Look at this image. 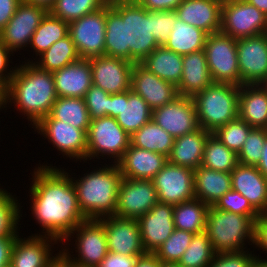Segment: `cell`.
<instances>
[{"label": "cell", "instance_id": "6da1fadb", "mask_svg": "<svg viewBox=\"0 0 267 267\" xmlns=\"http://www.w3.org/2000/svg\"><path fill=\"white\" fill-rule=\"evenodd\" d=\"M30 189L32 213L45 236L63 241L87 220L79 208L77 192L68 173L47 165L35 169Z\"/></svg>", "mask_w": 267, "mask_h": 267}, {"label": "cell", "instance_id": "7a4b0ae2", "mask_svg": "<svg viewBox=\"0 0 267 267\" xmlns=\"http://www.w3.org/2000/svg\"><path fill=\"white\" fill-rule=\"evenodd\" d=\"M105 55L140 63L159 45L151 27V11L138 2L106 4Z\"/></svg>", "mask_w": 267, "mask_h": 267}, {"label": "cell", "instance_id": "3957f363", "mask_svg": "<svg viewBox=\"0 0 267 267\" xmlns=\"http://www.w3.org/2000/svg\"><path fill=\"white\" fill-rule=\"evenodd\" d=\"M57 98L53 73L39 69L32 61L17 67L7 85L6 102H13L33 126L51 113Z\"/></svg>", "mask_w": 267, "mask_h": 267}, {"label": "cell", "instance_id": "277c9868", "mask_svg": "<svg viewBox=\"0 0 267 267\" xmlns=\"http://www.w3.org/2000/svg\"><path fill=\"white\" fill-rule=\"evenodd\" d=\"M122 175L117 163L93 170L80 178L72 179L79 208L86 219H101L115 215L117 196Z\"/></svg>", "mask_w": 267, "mask_h": 267}, {"label": "cell", "instance_id": "5b68a950", "mask_svg": "<svg viewBox=\"0 0 267 267\" xmlns=\"http://www.w3.org/2000/svg\"><path fill=\"white\" fill-rule=\"evenodd\" d=\"M240 86L213 82L197 93L195 102L199 126L213 133L216 129L238 118Z\"/></svg>", "mask_w": 267, "mask_h": 267}, {"label": "cell", "instance_id": "8992f818", "mask_svg": "<svg viewBox=\"0 0 267 267\" xmlns=\"http://www.w3.org/2000/svg\"><path fill=\"white\" fill-rule=\"evenodd\" d=\"M257 217L222 211L210 206L205 232L214 251H243L246 239L254 242V223Z\"/></svg>", "mask_w": 267, "mask_h": 267}, {"label": "cell", "instance_id": "52a82bcc", "mask_svg": "<svg viewBox=\"0 0 267 267\" xmlns=\"http://www.w3.org/2000/svg\"><path fill=\"white\" fill-rule=\"evenodd\" d=\"M86 135V160L102 154L115 158L117 163L130 145V135L110 116L91 119Z\"/></svg>", "mask_w": 267, "mask_h": 267}, {"label": "cell", "instance_id": "ba28073f", "mask_svg": "<svg viewBox=\"0 0 267 267\" xmlns=\"http://www.w3.org/2000/svg\"><path fill=\"white\" fill-rule=\"evenodd\" d=\"M204 52L213 82L240 86L237 40L221 31L207 36Z\"/></svg>", "mask_w": 267, "mask_h": 267}, {"label": "cell", "instance_id": "9c48e42d", "mask_svg": "<svg viewBox=\"0 0 267 267\" xmlns=\"http://www.w3.org/2000/svg\"><path fill=\"white\" fill-rule=\"evenodd\" d=\"M267 16L246 0H224L221 32L238 40L265 33Z\"/></svg>", "mask_w": 267, "mask_h": 267}, {"label": "cell", "instance_id": "30bf717a", "mask_svg": "<svg viewBox=\"0 0 267 267\" xmlns=\"http://www.w3.org/2000/svg\"><path fill=\"white\" fill-rule=\"evenodd\" d=\"M75 231L77 232L76 252L78 251V258L72 259L68 249H63L60 253L76 265L97 267L109 252L103 223L97 219H87L77 225L64 241L69 240L68 238L73 236L71 234L76 233Z\"/></svg>", "mask_w": 267, "mask_h": 267}, {"label": "cell", "instance_id": "8fae6325", "mask_svg": "<svg viewBox=\"0 0 267 267\" xmlns=\"http://www.w3.org/2000/svg\"><path fill=\"white\" fill-rule=\"evenodd\" d=\"M106 5L69 22V35L80 58L105 55Z\"/></svg>", "mask_w": 267, "mask_h": 267}, {"label": "cell", "instance_id": "7c38bea8", "mask_svg": "<svg viewBox=\"0 0 267 267\" xmlns=\"http://www.w3.org/2000/svg\"><path fill=\"white\" fill-rule=\"evenodd\" d=\"M159 202L151 179L122 178L115 216L139 219Z\"/></svg>", "mask_w": 267, "mask_h": 267}, {"label": "cell", "instance_id": "4fadbf2b", "mask_svg": "<svg viewBox=\"0 0 267 267\" xmlns=\"http://www.w3.org/2000/svg\"><path fill=\"white\" fill-rule=\"evenodd\" d=\"M240 86L267 82V34L237 40Z\"/></svg>", "mask_w": 267, "mask_h": 267}, {"label": "cell", "instance_id": "5bb4252c", "mask_svg": "<svg viewBox=\"0 0 267 267\" xmlns=\"http://www.w3.org/2000/svg\"><path fill=\"white\" fill-rule=\"evenodd\" d=\"M160 203L180 204L195 199L194 171L167 163L152 179Z\"/></svg>", "mask_w": 267, "mask_h": 267}, {"label": "cell", "instance_id": "9a60e30c", "mask_svg": "<svg viewBox=\"0 0 267 267\" xmlns=\"http://www.w3.org/2000/svg\"><path fill=\"white\" fill-rule=\"evenodd\" d=\"M152 120L174 138L200 128L193 98L182 95L153 110Z\"/></svg>", "mask_w": 267, "mask_h": 267}, {"label": "cell", "instance_id": "2e32d148", "mask_svg": "<svg viewBox=\"0 0 267 267\" xmlns=\"http://www.w3.org/2000/svg\"><path fill=\"white\" fill-rule=\"evenodd\" d=\"M46 7L22 1L13 17L0 31V39L12 51L30 44L32 35L48 13Z\"/></svg>", "mask_w": 267, "mask_h": 267}, {"label": "cell", "instance_id": "e0dca14e", "mask_svg": "<svg viewBox=\"0 0 267 267\" xmlns=\"http://www.w3.org/2000/svg\"><path fill=\"white\" fill-rule=\"evenodd\" d=\"M109 116L131 136L152 119L146 101L131 89L109 95Z\"/></svg>", "mask_w": 267, "mask_h": 267}, {"label": "cell", "instance_id": "ac0fdd59", "mask_svg": "<svg viewBox=\"0 0 267 267\" xmlns=\"http://www.w3.org/2000/svg\"><path fill=\"white\" fill-rule=\"evenodd\" d=\"M34 128L67 157L86 160L87 135L84 130L58 119H42Z\"/></svg>", "mask_w": 267, "mask_h": 267}, {"label": "cell", "instance_id": "d6986e66", "mask_svg": "<svg viewBox=\"0 0 267 267\" xmlns=\"http://www.w3.org/2000/svg\"><path fill=\"white\" fill-rule=\"evenodd\" d=\"M89 60L93 85L109 94L121 93L130 89L134 63L106 55L92 57Z\"/></svg>", "mask_w": 267, "mask_h": 267}, {"label": "cell", "instance_id": "ffe728a7", "mask_svg": "<svg viewBox=\"0 0 267 267\" xmlns=\"http://www.w3.org/2000/svg\"><path fill=\"white\" fill-rule=\"evenodd\" d=\"M99 220L105 228L109 252L132 256H142L146 253L137 219L113 215Z\"/></svg>", "mask_w": 267, "mask_h": 267}, {"label": "cell", "instance_id": "44dd1931", "mask_svg": "<svg viewBox=\"0 0 267 267\" xmlns=\"http://www.w3.org/2000/svg\"><path fill=\"white\" fill-rule=\"evenodd\" d=\"M140 235L146 253H155L175 230L173 205L158 202L138 219Z\"/></svg>", "mask_w": 267, "mask_h": 267}, {"label": "cell", "instance_id": "7402d4cb", "mask_svg": "<svg viewBox=\"0 0 267 267\" xmlns=\"http://www.w3.org/2000/svg\"><path fill=\"white\" fill-rule=\"evenodd\" d=\"M130 89L140 95L153 111L178 96L177 87L148 71L140 63H134Z\"/></svg>", "mask_w": 267, "mask_h": 267}, {"label": "cell", "instance_id": "603a6c76", "mask_svg": "<svg viewBox=\"0 0 267 267\" xmlns=\"http://www.w3.org/2000/svg\"><path fill=\"white\" fill-rule=\"evenodd\" d=\"M22 239L17 236L12 249L9 267H55L59 254L55 257L50 252L52 241L58 242L51 236L35 235ZM46 238V239H45ZM50 241H49V240ZM52 257H51V256Z\"/></svg>", "mask_w": 267, "mask_h": 267}, {"label": "cell", "instance_id": "cb8c5ba5", "mask_svg": "<svg viewBox=\"0 0 267 267\" xmlns=\"http://www.w3.org/2000/svg\"><path fill=\"white\" fill-rule=\"evenodd\" d=\"M232 190L245 196L259 213H267V178L256 166L238 165L231 171Z\"/></svg>", "mask_w": 267, "mask_h": 267}, {"label": "cell", "instance_id": "d4e9b609", "mask_svg": "<svg viewBox=\"0 0 267 267\" xmlns=\"http://www.w3.org/2000/svg\"><path fill=\"white\" fill-rule=\"evenodd\" d=\"M222 0H184L175 12L179 20L205 31L221 30Z\"/></svg>", "mask_w": 267, "mask_h": 267}, {"label": "cell", "instance_id": "484cf974", "mask_svg": "<svg viewBox=\"0 0 267 267\" xmlns=\"http://www.w3.org/2000/svg\"><path fill=\"white\" fill-rule=\"evenodd\" d=\"M53 78L58 97L84 98L93 85L90 60L80 58L54 71Z\"/></svg>", "mask_w": 267, "mask_h": 267}, {"label": "cell", "instance_id": "4316f807", "mask_svg": "<svg viewBox=\"0 0 267 267\" xmlns=\"http://www.w3.org/2000/svg\"><path fill=\"white\" fill-rule=\"evenodd\" d=\"M168 163V157L129 145L117 162L123 178L152 179Z\"/></svg>", "mask_w": 267, "mask_h": 267}, {"label": "cell", "instance_id": "83f0119b", "mask_svg": "<svg viewBox=\"0 0 267 267\" xmlns=\"http://www.w3.org/2000/svg\"><path fill=\"white\" fill-rule=\"evenodd\" d=\"M238 118L252 128L267 129V86L265 84L240 86Z\"/></svg>", "mask_w": 267, "mask_h": 267}, {"label": "cell", "instance_id": "f1b7e54d", "mask_svg": "<svg viewBox=\"0 0 267 267\" xmlns=\"http://www.w3.org/2000/svg\"><path fill=\"white\" fill-rule=\"evenodd\" d=\"M182 64L183 73L177 86L178 95L193 98L213 83L204 50L182 55Z\"/></svg>", "mask_w": 267, "mask_h": 267}, {"label": "cell", "instance_id": "f546056e", "mask_svg": "<svg viewBox=\"0 0 267 267\" xmlns=\"http://www.w3.org/2000/svg\"><path fill=\"white\" fill-rule=\"evenodd\" d=\"M211 133L203 128L176 137L168 157V162L195 170L202 164L205 143Z\"/></svg>", "mask_w": 267, "mask_h": 267}, {"label": "cell", "instance_id": "4dcf8cb0", "mask_svg": "<svg viewBox=\"0 0 267 267\" xmlns=\"http://www.w3.org/2000/svg\"><path fill=\"white\" fill-rule=\"evenodd\" d=\"M231 189V173L216 171L204 166H199L194 170L195 197L209 207L214 206Z\"/></svg>", "mask_w": 267, "mask_h": 267}, {"label": "cell", "instance_id": "1f68e13d", "mask_svg": "<svg viewBox=\"0 0 267 267\" xmlns=\"http://www.w3.org/2000/svg\"><path fill=\"white\" fill-rule=\"evenodd\" d=\"M140 64L164 81L179 85L183 73L182 55L158 46Z\"/></svg>", "mask_w": 267, "mask_h": 267}, {"label": "cell", "instance_id": "d6a6232c", "mask_svg": "<svg viewBox=\"0 0 267 267\" xmlns=\"http://www.w3.org/2000/svg\"><path fill=\"white\" fill-rule=\"evenodd\" d=\"M207 36L205 31L177 19L164 47L180 55L190 54L204 50Z\"/></svg>", "mask_w": 267, "mask_h": 267}, {"label": "cell", "instance_id": "836d02e7", "mask_svg": "<svg viewBox=\"0 0 267 267\" xmlns=\"http://www.w3.org/2000/svg\"><path fill=\"white\" fill-rule=\"evenodd\" d=\"M209 206L195 198L173 205V220L175 229L192 232L205 231Z\"/></svg>", "mask_w": 267, "mask_h": 267}, {"label": "cell", "instance_id": "e575fe53", "mask_svg": "<svg viewBox=\"0 0 267 267\" xmlns=\"http://www.w3.org/2000/svg\"><path fill=\"white\" fill-rule=\"evenodd\" d=\"M175 138L152 119L130 136V145L169 157Z\"/></svg>", "mask_w": 267, "mask_h": 267}, {"label": "cell", "instance_id": "d590c367", "mask_svg": "<svg viewBox=\"0 0 267 267\" xmlns=\"http://www.w3.org/2000/svg\"><path fill=\"white\" fill-rule=\"evenodd\" d=\"M43 119H58L75 128L82 129L86 133L90 125L84 98L79 97H58L53 104L51 113Z\"/></svg>", "mask_w": 267, "mask_h": 267}, {"label": "cell", "instance_id": "8d00e7d4", "mask_svg": "<svg viewBox=\"0 0 267 267\" xmlns=\"http://www.w3.org/2000/svg\"><path fill=\"white\" fill-rule=\"evenodd\" d=\"M68 35L69 23L48 12L32 35L30 47L38 56Z\"/></svg>", "mask_w": 267, "mask_h": 267}, {"label": "cell", "instance_id": "74e56055", "mask_svg": "<svg viewBox=\"0 0 267 267\" xmlns=\"http://www.w3.org/2000/svg\"><path fill=\"white\" fill-rule=\"evenodd\" d=\"M39 56V62L33 64L43 71L52 73L80 59L70 35L58 40Z\"/></svg>", "mask_w": 267, "mask_h": 267}, {"label": "cell", "instance_id": "f35d334b", "mask_svg": "<svg viewBox=\"0 0 267 267\" xmlns=\"http://www.w3.org/2000/svg\"><path fill=\"white\" fill-rule=\"evenodd\" d=\"M237 165L238 155L210 134L205 143L201 166L231 173Z\"/></svg>", "mask_w": 267, "mask_h": 267}, {"label": "cell", "instance_id": "ab89813d", "mask_svg": "<svg viewBox=\"0 0 267 267\" xmlns=\"http://www.w3.org/2000/svg\"><path fill=\"white\" fill-rule=\"evenodd\" d=\"M215 254L208 235L204 231L193 235L190 245L177 263L181 267H208Z\"/></svg>", "mask_w": 267, "mask_h": 267}, {"label": "cell", "instance_id": "60d3db41", "mask_svg": "<svg viewBox=\"0 0 267 267\" xmlns=\"http://www.w3.org/2000/svg\"><path fill=\"white\" fill-rule=\"evenodd\" d=\"M107 4L106 0H55L49 13L66 22L93 13Z\"/></svg>", "mask_w": 267, "mask_h": 267}, {"label": "cell", "instance_id": "b9f144b4", "mask_svg": "<svg viewBox=\"0 0 267 267\" xmlns=\"http://www.w3.org/2000/svg\"><path fill=\"white\" fill-rule=\"evenodd\" d=\"M193 233L175 229L154 253L161 262L177 263L190 245Z\"/></svg>", "mask_w": 267, "mask_h": 267}, {"label": "cell", "instance_id": "7bdbcfd3", "mask_svg": "<svg viewBox=\"0 0 267 267\" xmlns=\"http://www.w3.org/2000/svg\"><path fill=\"white\" fill-rule=\"evenodd\" d=\"M252 127L240 118H236L216 129L214 135L220 142L230 150L238 154L251 131Z\"/></svg>", "mask_w": 267, "mask_h": 267}, {"label": "cell", "instance_id": "ee69618b", "mask_svg": "<svg viewBox=\"0 0 267 267\" xmlns=\"http://www.w3.org/2000/svg\"><path fill=\"white\" fill-rule=\"evenodd\" d=\"M10 192L0 189V237L11 236L17 231V224L22 215L19 203Z\"/></svg>", "mask_w": 267, "mask_h": 267}, {"label": "cell", "instance_id": "f6af8a7d", "mask_svg": "<svg viewBox=\"0 0 267 267\" xmlns=\"http://www.w3.org/2000/svg\"><path fill=\"white\" fill-rule=\"evenodd\" d=\"M266 139L267 129L252 128L241 148V151L237 154L238 163L257 166L261 159V152Z\"/></svg>", "mask_w": 267, "mask_h": 267}, {"label": "cell", "instance_id": "bcb514c9", "mask_svg": "<svg viewBox=\"0 0 267 267\" xmlns=\"http://www.w3.org/2000/svg\"><path fill=\"white\" fill-rule=\"evenodd\" d=\"M214 208L245 216H259L260 214L251 206L248 199L239 192L230 190L226 192L213 206Z\"/></svg>", "mask_w": 267, "mask_h": 267}, {"label": "cell", "instance_id": "7dc6e473", "mask_svg": "<svg viewBox=\"0 0 267 267\" xmlns=\"http://www.w3.org/2000/svg\"><path fill=\"white\" fill-rule=\"evenodd\" d=\"M177 19L175 11H151V32L159 46L165 45Z\"/></svg>", "mask_w": 267, "mask_h": 267}, {"label": "cell", "instance_id": "c3c4849f", "mask_svg": "<svg viewBox=\"0 0 267 267\" xmlns=\"http://www.w3.org/2000/svg\"><path fill=\"white\" fill-rule=\"evenodd\" d=\"M109 93L92 85L84 96V101L91 119L109 116Z\"/></svg>", "mask_w": 267, "mask_h": 267}, {"label": "cell", "instance_id": "681fc988", "mask_svg": "<svg viewBox=\"0 0 267 267\" xmlns=\"http://www.w3.org/2000/svg\"><path fill=\"white\" fill-rule=\"evenodd\" d=\"M246 252L247 250L216 253L208 267H253L257 256Z\"/></svg>", "mask_w": 267, "mask_h": 267}, {"label": "cell", "instance_id": "f907efd6", "mask_svg": "<svg viewBox=\"0 0 267 267\" xmlns=\"http://www.w3.org/2000/svg\"><path fill=\"white\" fill-rule=\"evenodd\" d=\"M139 257L108 252L97 267H135Z\"/></svg>", "mask_w": 267, "mask_h": 267}, {"label": "cell", "instance_id": "816d5d0a", "mask_svg": "<svg viewBox=\"0 0 267 267\" xmlns=\"http://www.w3.org/2000/svg\"><path fill=\"white\" fill-rule=\"evenodd\" d=\"M253 244L267 251V213H262L255 219Z\"/></svg>", "mask_w": 267, "mask_h": 267}, {"label": "cell", "instance_id": "f5cc1de1", "mask_svg": "<svg viewBox=\"0 0 267 267\" xmlns=\"http://www.w3.org/2000/svg\"><path fill=\"white\" fill-rule=\"evenodd\" d=\"M184 0H140L138 3L147 11H175Z\"/></svg>", "mask_w": 267, "mask_h": 267}, {"label": "cell", "instance_id": "db71d44e", "mask_svg": "<svg viewBox=\"0 0 267 267\" xmlns=\"http://www.w3.org/2000/svg\"><path fill=\"white\" fill-rule=\"evenodd\" d=\"M17 233L16 231L11 236L0 237V267H9L12 249L18 236Z\"/></svg>", "mask_w": 267, "mask_h": 267}, {"label": "cell", "instance_id": "11a10c76", "mask_svg": "<svg viewBox=\"0 0 267 267\" xmlns=\"http://www.w3.org/2000/svg\"><path fill=\"white\" fill-rule=\"evenodd\" d=\"M10 52H12L4 43L3 41L0 39V80L7 86L12 77L15 74L16 71V67L15 70L14 69H10V72L7 73V66L9 64H7L8 62H10L8 59L9 54H11ZM5 74V75H4Z\"/></svg>", "mask_w": 267, "mask_h": 267}, {"label": "cell", "instance_id": "9f6ffc18", "mask_svg": "<svg viewBox=\"0 0 267 267\" xmlns=\"http://www.w3.org/2000/svg\"><path fill=\"white\" fill-rule=\"evenodd\" d=\"M23 0H0V31L7 25L13 17L18 5Z\"/></svg>", "mask_w": 267, "mask_h": 267}, {"label": "cell", "instance_id": "6f0895ef", "mask_svg": "<svg viewBox=\"0 0 267 267\" xmlns=\"http://www.w3.org/2000/svg\"><path fill=\"white\" fill-rule=\"evenodd\" d=\"M161 261L154 253H145L140 256L136 262L135 267H160Z\"/></svg>", "mask_w": 267, "mask_h": 267}, {"label": "cell", "instance_id": "680465c9", "mask_svg": "<svg viewBox=\"0 0 267 267\" xmlns=\"http://www.w3.org/2000/svg\"><path fill=\"white\" fill-rule=\"evenodd\" d=\"M261 159L256 166L258 170L267 178V139L262 149Z\"/></svg>", "mask_w": 267, "mask_h": 267}, {"label": "cell", "instance_id": "91938a15", "mask_svg": "<svg viewBox=\"0 0 267 267\" xmlns=\"http://www.w3.org/2000/svg\"><path fill=\"white\" fill-rule=\"evenodd\" d=\"M267 16V0H246Z\"/></svg>", "mask_w": 267, "mask_h": 267}, {"label": "cell", "instance_id": "94428289", "mask_svg": "<svg viewBox=\"0 0 267 267\" xmlns=\"http://www.w3.org/2000/svg\"><path fill=\"white\" fill-rule=\"evenodd\" d=\"M26 3L40 5L46 7L48 10L53 5L55 0H23Z\"/></svg>", "mask_w": 267, "mask_h": 267}, {"label": "cell", "instance_id": "6125c7cd", "mask_svg": "<svg viewBox=\"0 0 267 267\" xmlns=\"http://www.w3.org/2000/svg\"><path fill=\"white\" fill-rule=\"evenodd\" d=\"M60 267H84L80 265H76L70 261H68L60 252H59V257H58V263Z\"/></svg>", "mask_w": 267, "mask_h": 267}, {"label": "cell", "instance_id": "be15d7a7", "mask_svg": "<svg viewBox=\"0 0 267 267\" xmlns=\"http://www.w3.org/2000/svg\"><path fill=\"white\" fill-rule=\"evenodd\" d=\"M6 91H7V86L0 80V109L2 105L4 106L7 105L6 103Z\"/></svg>", "mask_w": 267, "mask_h": 267}, {"label": "cell", "instance_id": "e7e4bbea", "mask_svg": "<svg viewBox=\"0 0 267 267\" xmlns=\"http://www.w3.org/2000/svg\"><path fill=\"white\" fill-rule=\"evenodd\" d=\"M261 258H256V260L254 261L253 267H267V260L262 259Z\"/></svg>", "mask_w": 267, "mask_h": 267}, {"label": "cell", "instance_id": "03108f58", "mask_svg": "<svg viewBox=\"0 0 267 267\" xmlns=\"http://www.w3.org/2000/svg\"><path fill=\"white\" fill-rule=\"evenodd\" d=\"M107 3L115 4V3H134L139 2L140 0H106Z\"/></svg>", "mask_w": 267, "mask_h": 267}, {"label": "cell", "instance_id": "003e7915", "mask_svg": "<svg viewBox=\"0 0 267 267\" xmlns=\"http://www.w3.org/2000/svg\"><path fill=\"white\" fill-rule=\"evenodd\" d=\"M160 267H181L178 263H166V262H161Z\"/></svg>", "mask_w": 267, "mask_h": 267}]
</instances>
